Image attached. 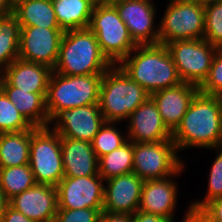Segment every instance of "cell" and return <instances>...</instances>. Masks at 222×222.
Returning a JSON list of instances; mask_svg holds the SVG:
<instances>
[{
  "label": "cell",
  "instance_id": "11",
  "mask_svg": "<svg viewBox=\"0 0 222 222\" xmlns=\"http://www.w3.org/2000/svg\"><path fill=\"white\" fill-rule=\"evenodd\" d=\"M64 31L60 28L20 26L18 58L45 65L56 66Z\"/></svg>",
  "mask_w": 222,
  "mask_h": 222
},
{
  "label": "cell",
  "instance_id": "40",
  "mask_svg": "<svg viewBox=\"0 0 222 222\" xmlns=\"http://www.w3.org/2000/svg\"><path fill=\"white\" fill-rule=\"evenodd\" d=\"M14 7L9 0H0V16H6L12 14Z\"/></svg>",
  "mask_w": 222,
  "mask_h": 222
},
{
  "label": "cell",
  "instance_id": "24",
  "mask_svg": "<svg viewBox=\"0 0 222 222\" xmlns=\"http://www.w3.org/2000/svg\"><path fill=\"white\" fill-rule=\"evenodd\" d=\"M13 14L20 26L60 28L52 0H23L14 6Z\"/></svg>",
  "mask_w": 222,
  "mask_h": 222
},
{
  "label": "cell",
  "instance_id": "28",
  "mask_svg": "<svg viewBox=\"0 0 222 222\" xmlns=\"http://www.w3.org/2000/svg\"><path fill=\"white\" fill-rule=\"evenodd\" d=\"M35 184L29 164L0 168V188L9 200Z\"/></svg>",
  "mask_w": 222,
  "mask_h": 222
},
{
  "label": "cell",
  "instance_id": "31",
  "mask_svg": "<svg viewBox=\"0 0 222 222\" xmlns=\"http://www.w3.org/2000/svg\"><path fill=\"white\" fill-rule=\"evenodd\" d=\"M204 7V40L216 48H222V0L208 3Z\"/></svg>",
  "mask_w": 222,
  "mask_h": 222
},
{
  "label": "cell",
  "instance_id": "10",
  "mask_svg": "<svg viewBox=\"0 0 222 222\" xmlns=\"http://www.w3.org/2000/svg\"><path fill=\"white\" fill-rule=\"evenodd\" d=\"M165 46L182 82L200 87L209 75L218 48L204 39L178 40Z\"/></svg>",
  "mask_w": 222,
  "mask_h": 222
},
{
  "label": "cell",
  "instance_id": "36",
  "mask_svg": "<svg viewBox=\"0 0 222 222\" xmlns=\"http://www.w3.org/2000/svg\"><path fill=\"white\" fill-rule=\"evenodd\" d=\"M131 222H173L167 217L160 215H153L150 213L142 212L137 210L131 215Z\"/></svg>",
  "mask_w": 222,
  "mask_h": 222
},
{
  "label": "cell",
  "instance_id": "12",
  "mask_svg": "<svg viewBox=\"0 0 222 222\" xmlns=\"http://www.w3.org/2000/svg\"><path fill=\"white\" fill-rule=\"evenodd\" d=\"M104 179L100 175L63 177L56 186L58 209H98L103 211Z\"/></svg>",
  "mask_w": 222,
  "mask_h": 222
},
{
  "label": "cell",
  "instance_id": "4",
  "mask_svg": "<svg viewBox=\"0 0 222 222\" xmlns=\"http://www.w3.org/2000/svg\"><path fill=\"white\" fill-rule=\"evenodd\" d=\"M149 97L150 94L129 78L119 65H111L103 74L99 107L106 122L127 120Z\"/></svg>",
  "mask_w": 222,
  "mask_h": 222
},
{
  "label": "cell",
  "instance_id": "33",
  "mask_svg": "<svg viewBox=\"0 0 222 222\" xmlns=\"http://www.w3.org/2000/svg\"><path fill=\"white\" fill-rule=\"evenodd\" d=\"M205 95L222 96V48H218L206 80L199 87Z\"/></svg>",
  "mask_w": 222,
  "mask_h": 222
},
{
  "label": "cell",
  "instance_id": "6",
  "mask_svg": "<svg viewBox=\"0 0 222 222\" xmlns=\"http://www.w3.org/2000/svg\"><path fill=\"white\" fill-rule=\"evenodd\" d=\"M88 28L95 34L102 54L112 65H118L137 46L111 2L93 7Z\"/></svg>",
  "mask_w": 222,
  "mask_h": 222
},
{
  "label": "cell",
  "instance_id": "9",
  "mask_svg": "<svg viewBox=\"0 0 222 222\" xmlns=\"http://www.w3.org/2000/svg\"><path fill=\"white\" fill-rule=\"evenodd\" d=\"M184 166L173 140L133 143V173L144 181L179 176Z\"/></svg>",
  "mask_w": 222,
  "mask_h": 222
},
{
  "label": "cell",
  "instance_id": "20",
  "mask_svg": "<svg viewBox=\"0 0 222 222\" xmlns=\"http://www.w3.org/2000/svg\"><path fill=\"white\" fill-rule=\"evenodd\" d=\"M64 177L99 175L98 158L92 143L61 137Z\"/></svg>",
  "mask_w": 222,
  "mask_h": 222
},
{
  "label": "cell",
  "instance_id": "37",
  "mask_svg": "<svg viewBox=\"0 0 222 222\" xmlns=\"http://www.w3.org/2000/svg\"><path fill=\"white\" fill-rule=\"evenodd\" d=\"M0 222H36V221L27 218L24 214H22L9 204Z\"/></svg>",
  "mask_w": 222,
  "mask_h": 222
},
{
  "label": "cell",
  "instance_id": "23",
  "mask_svg": "<svg viewBox=\"0 0 222 222\" xmlns=\"http://www.w3.org/2000/svg\"><path fill=\"white\" fill-rule=\"evenodd\" d=\"M52 4L62 31L89 27L94 6L87 0H52Z\"/></svg>",
  "mask_w": 222,
  "mask_h": 222
},
{
  "label": "cell",
  "instance_id": "22",
  "mask_svg": "<svg viewBox=\"0 0 222 222\" xmlns=\"http://www.w3.org/2000/svg\"><path fill=\"white\" fill-rule=\"evenodd\" d=\"M2 90L32 126H49L46 94L28 93V91L11 86L5 79L2 83Z\"/></svg>",
  "mask_w": 222,
  "mask_h": 222
},
{
  "label": "cell",
  "instance_id": "27",
  "mask_svg": "<svg viewBox=\"0 0 222 222\" xmlns=\"http://www.w3.org/2000/svg\"><path fill=\"white\" fill-rule=\"evenodd\" d=\"M20 24L12 13L0 16V68L4 70L18 58Z\"/></svg>",
  "mask_w": 222,
  "mask_h": 222
},
{
  "label": "cell",
  "instance_id": "8",
  "mask_svg": "<svg viewBox=\"0 0 222 222\" xmlns=\"http://www.w3.org/2000/svg\"><path fill=\"white\" fill-rule=\"evenodd\" d=\"M158 27L160 44L204 39L205 7L188 0H170Z\"/></svg>",
  "mask_w": 222,
  "mask_h": 222
},
{
  "label": "cell",
  "instance_id": "39",
  "mask_svg": "<svg viewBox=\"0 0 222 222\" xmlns=\"http://www.w3.org/2000/svg\"><path fill=\"white\" fill-rule=\"evenodd\" d=\"M189 217L192 222H215L210 219L201 209H190Z\"/></svg>",
  "mask_w": 222,
  "mask_h": 222
},
{
  "label": "cell",
  "instance_id": "5",
  "mask_svg": "<svg viewBox=\"0 0 222 222\" xmlns=\"http://www.w3.org/2000/svg\"><path fill=\"white\" fill-rule=\"evenodd\" d=\"M103 74L67 76L52 71L46 94L49 120L59 111L99 104Z\"/></svg>",
  "mask_w": 222,
  "mask_h": 222
},
{
  "label": "cell",
  "instance_id": "46",
  "mask_svg": "<svg viewBox=\"0 0 222 222\" xmlns=\"http://www.w3.org/2000/svg\"><path fill=\"white\" fill-rule=\"evenodd\" d=\"M11 5L14 7L16 6L19 2L23 1V0H9Z\"/></svg>",
  "mask_w": 222,
  "mask_h": 222
},
{
  "label": "cell",
  "instance_id": "29",
  "mask_svg": "<svg viewBox=\"0 0 222 222\" xmlns=\"http://www.w3.org/2000/svg\"><path fill=\"white\" fill-rule=\"evenodd\" d=\"M32 126L17 110L3 90L0 91V133L31 130Z\"/></svg>",
  "mask_w": 222,
  "mask_h": 222
},
{
  "label": "cell",
  "instance_id": "42",
  "mask_svg": "<svg viewBox=\"0 0 222 222\" xmlns=\"http://www.w3.org/2000/svg\"><path fill=\"white\" fill-rule=\"evenodd\" d=\"M87 1L91 3L94 7L110 3L109 0H87Z\"/></svg>",
  "mask_w": 222,
  "mask_h": 222
},
{
  "label": "cell",
  "instance_id": "7",
  "mask_svg": "<svg viewBox=\"0 0 222 222\" xmlns=\"http://www.w3.org/2000/svg\"><path fill=\"white\" fill-rule=\"evenodd\" d=\"M29 166L36 184L57 186L64 177L61 137L49 127L30 130Z\"/></svg>",
  "mask_w": 222,
  "mask_h": 222
},
{
  "label": "cell",
  "instance_id": "35",
  "mask_svg": "<svg viewBox=\"0 0 222 222\" xmlns=\"http://www.w3.org/2000/svg\"><path fill=\"white\" fill-rule=\"evenodd\" d=\"M201 210L213 221L222 222V197L211 200Z\"/></svg>",
  "mask_w": 222,
  "mask_h": 222
},
{
  "label": "cell",
  "instance_id": "3",
  "mask_svg": "<svg viewBox=\"0 0 222 222\" xmlns=\"http://www.w3.org/2000/svg\"><path fill=\"white\" fill-rule=\"evenodd\" d=\"M111 65L95 34L82 28L64 32L53 71L67 76L104 74Z\"/></svg>",
  "mask_w": 222,
  "mask_h": 222
},
{
  "label": "cell",
  "instance_id": "34",
  "mask_svg": "<svg viewBox=\"0 0 222 222\" xmlns=\"http://www.w3.org/2000/svg\"><path fill=\"white\" fill-rule=\"evenodd\" d=\"M98 209H58L54 222H99Z\"/></svg>",
  "mask_w": 222,
  "mask_h": 222
},
{
  "label": "cell",
  "instance_id": "18",
  "mask_svg": "<svg viewBox=\"0 0 222 222\" xmlns=\"http://www.w3.org/2000/svg\"><path fill=\"white\" fill-rule=\"evenodd\" d=\"M199 92L198 86L182 82L178 86L161 89L150 95L157 105L164 125L171 133L179 126L182 117Z\"/></svg>",
  "mask_w": 222,
  "mask_h": 222
},
{
  "label": "cell",
  "instance_id": "19",
  "mask_svg": "<svg viewBox=\"0 0 222 222\" xmlns=\"http://www.w3.org/2000/svg\"><path fill=\"white\" fill-rule=\"evenodd\" d=\"M172 176L164 179L144 181L139 211L167 217L175 222L174 209L178 187Z\"/></svg>",
  "mask_w": 222,
  "mask_h": 222
},
{
  "label": "cell",
  "instance_id": "13",
  "mask_svg": "<svg viewBox=\"0 0 222 222\" xmlns=\"http://www.w3.org/2000/svg\"><path fill=\"white\" fill-rule=\"evenodd\" d=\"M111 3L116 7L137 46L159 43V25L154 24L157 10L152 1L112 0Z\"/></svg>",
  "mask_w": 222,
  "mask_h": 222
},
{
  "label": "cell",
  "instance_id": "17",
  "mask_svg": "<svg viewBox=\"0 0 222 222\" xmlns=\"http://www.w3.org/2000/svg\"><path fill=\"white\" fill-rule=\"evenodd\" d=\"M9 204L36 222H54L58 211L57 188L48 184H35L15 195Z\"/></svg>",
  "mask_w": 222,
  "mask_h": 222
},
{
  "label": "cell",
  "instance_id": "26",
  "mask_svg": "<svg viewBox=\"0 0 222 222\" xmlns=\"http://www.w3.org/2000/svg\"><path fill=\"white\" fill-rule=\"evenodd\" d=\"M98 167L104 180L133 173V142L128 140L120 148L101 156Z\"/></svg>",
  "mask_w": 222,
  "mask_h": 222
},
{
  "label": "cell",
  "instance_id": "38",
  "mask_svg": "<svg viewBox=\"0 0 222 222\" xmlns=\"http://www.w3.org/2000/svg\"><path fill=\"white\" fill-rule=\"evenodd\" d=\"M99 222H131V215L128 214H111L102 211Z\"/></svg>",
  "mask_w": 222,
  "mask_h": 222
},
{
  "label": "cell",
  "instance_id": "14",
  "mask_svg": "<svg viewBox=\"0 0 222 222\" xmlns=\"http://www.w3.org/2000/svg\"><path fill=\"white\" fill-rule=\"evenodd\" d=\"M52 122L53 127L50 126ZM104 123L99 104H93L57 112L50 119L48 127L60 137L92 142Z\"/></svg>",
  "mask_w": 222,
  "mask_h": 222
},
{
  "label": "cell",
  "instance_id": "30",
  "mask_svg": "<svg viewBox=\"0 0 222 222\" xmlns=\"http://www.w3.org/2000/svg\"><path fill=\"white\" fill-rule=\"evenodd\" d=\"M120 133L114 122H106L101 126L99 132L94 136L92 147L97 158L120 148L128 141L127 135Z\"/></svg>",
  "mask_w": 222,
  "mask_h": 222
},
{
  "label": "cell",
  "instance_id": "41",
  "mask_svg": "<svg viewBox=\"0 0 222 222\" xmlns=\"http://www.w3.org/2000/svg\"><path fill=\"white\" fill-rule=\"evenodd\" d=\"M8 205L9 199L4 195L2 189L0 188V221Z\"/></svg>",
  "mask_w": 222,
  "mask_h": 222
},
{
  "label": "cell",
  "instance_id": "43",
  "mask_svg": "<svg viewBox=\"0 0 222 222\" xmlns=\"http://www.w3.org/2000/svg\"><path fill=\"white\" fill-rule=\"evenodd\" d=\"M188 1H192V2H195V3L202 4V5H206L208 3H212L214 1H221V0H188Z\"/></svg>",
  "mask_w": 222,
  "mask_h": 222
},
{
  "label": "cell",
  "instance_id": "21",
  "mask_svg": "<svg viewBox=\"0 0 222 222\" xmlns=\"http://www.w3.org/2000/svg\"><path fill=\"white\" fill-rule=\"evenodd\" d=\"M4 79L13 87L28 93L47 94L52 69L17 58L4 70Z\"/></svg>",
  "mask_w": 222,
  "mask_h": 222
},
{
  "label": "cell",
  "instance_id": "2",
  "mask_svg": "<svg viewBox=\"0 0 222 222\" xmlns=\"http://www.w3.org/2000/svg\"><path fill=\"white\" fill-rule=\"evenodd\" d=\"M118 65L150 95L182 83L164 44L138 45Z\"/></svg>",
  "mask_w": 222,
  "mask_h": 222
},
{
  "label": "cell",
  "instance_id": "44",
  "mask_svg": "<svg viewBox=\"0 0 222 222\" xmlns=\"http://www.w3.org/2000/svg\"><path fill=\"white\" fill-rule=\"evenodd\" d=\"M3 80H4V71L0 68V91L2 90Z\"/></svg>",
  "mask_w": 222,
  "mask_h": 222
},
{
  "label": "cell",
  "instance_id": "15",
  "mask_svg": "<svg viewBox=\"0 0 222 222\" xmlns=\"http://www.w3.org/2000/svg\"><path fill=\"white\" fill-rule=\"evenodd\" d=\"M105 182L103 211L132 215L139 209L144 180L138 175L129 173Z\"/></svg>",
  "mask_w": 222,
  "mask_h": 222
},
{
  "label": "cell",
  "instance_id": "25",
  "mask_svg": "<svg viewBox=\"0 0 222 222\" xmlns=\"http://www.w3.org/2000/svg\"><path fill=\"white\" fill-rule=\"evenodd\" d=\"M30 130L0 133V168L29 164Z\"/></svg>",
  "mask_w": 222,
  "mask_h": 222
},
{
  "label": "cell",
  "instance_id": "16",
  "mask_svg": "<svg viewBox=\"0 0 222 222\" xmlns=\"http://www.w3.org/2000/svg\"><path fill=\"white\" fill-rule=\"evenodd\" d=\"M128 119L126 135L133 143L172 140V133L164 125L157 105L151 97L138 106Z\"/></svg>",
  "mask_w": 222,
  "mask_h": 222
},
{
  "label": "cell",
  "instance_id": "32",
  "mask_svg": "<svg viewBox=\"0 0 222 222\" xmlns=\"http://www.w3.org/2000/svg\"><path fill=\"white\" fill-rule=\"evenodd\" d=\"M217 150L220 151L216 155L217 157L213 161L209 172L206 196L204 199L190 203V209H202L211 200L222 197V146Z\"/></svg>",
  "mask_w": 222,
  "mask_h": 222
},
{
  "label": "cell",
  "instance_id": "45",
  "mask_svg": "<svg viewBox=\"0 0 222 222\" xmlns=\"http://www.w3.org/2000/svg\"><path fill=\"white\" fill-rule=\"evenodd\" d=\"M189 213H190V208H188V211H187V213L185 215V218L183 217V219H182L183 221L182 222H192L190 217H189Z\"/></svg>",
  "mask_w": 222,
  "mask_h": 222
},
{
  "label": "cell",
  "instance_id": "1",
  "mask_svg": "<svg viewBox=\"0 0 222 222\" xmlns=\"http://www.w3.org/2000/svg\"><path fill=\"white\" fill-rule=\"evenodd\" d=\"M172 140L177 151L187 148L216 149L222 146V96L198 93L176 130Z\"/></svg>",
  "mask_w": 222,
  "mask_h": 222
}]
</instances>
